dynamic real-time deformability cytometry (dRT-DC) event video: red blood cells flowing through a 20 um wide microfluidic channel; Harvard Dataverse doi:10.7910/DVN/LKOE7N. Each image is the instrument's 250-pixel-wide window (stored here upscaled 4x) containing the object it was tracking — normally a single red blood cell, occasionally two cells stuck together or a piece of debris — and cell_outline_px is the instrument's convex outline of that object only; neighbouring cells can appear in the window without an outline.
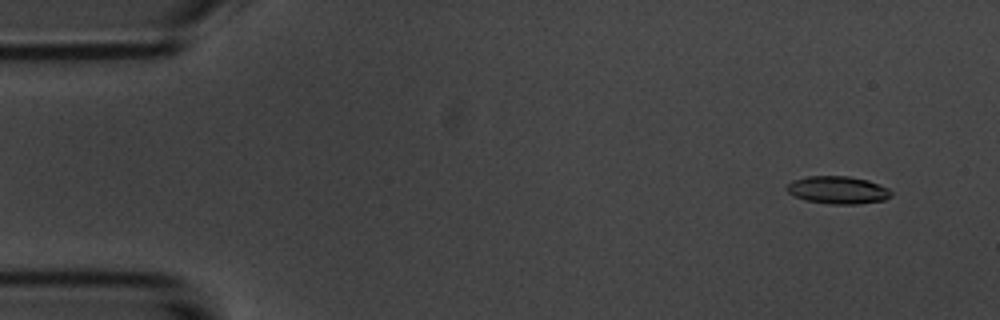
{"species": "common noctule bat (a hibernating species)", "species_latin": "Nyctalus noctula", "temperature_condition": "room temperature", "stored_images_in_passage": 6, "camera_frame_rate_fps": 3000, "um_per_image_px": 0.085, "animal": {"sex": "male", "body_mass_g": 20.1, "forearm_length_mm": 53.5}, "frame": {"image": 1, "passage_image": 1, "time_ms": 0.0, "image_size_px": [1000, 320], "cell_outline_px": [[892, 196], [884, 200], [856, 204], [832, 204], [804, 200], [788, 192], [784, 188], [792, 180], [808, 176], [848, 176], [868, 180], [888, 188], [892, 192]], "centroid_in_image_um": [71.21, 16.15], "position_along_channel_um": 13.8, "area_um2": 16.82}}
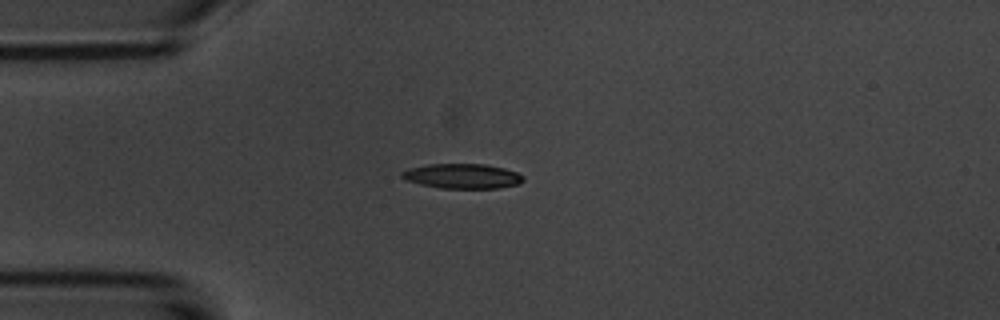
{"frame": {"image": 2, "passage_image": 3, "time_ms": 3.333, "image_size_px": [1000, 320], "cell_outline_px": [[524, 180], [520, 184], [496, 188], [440, 188], [420, 184], [404, 180], [400, 176], [400, 172], [408, 168], [428, 164], [484, 164], [504, 168], [516, 172], [524, 176]], "centroid_in_image_um": [39.27, 14.97], "position_along_channel_um": 45.7, "area_um2": 17.69}}
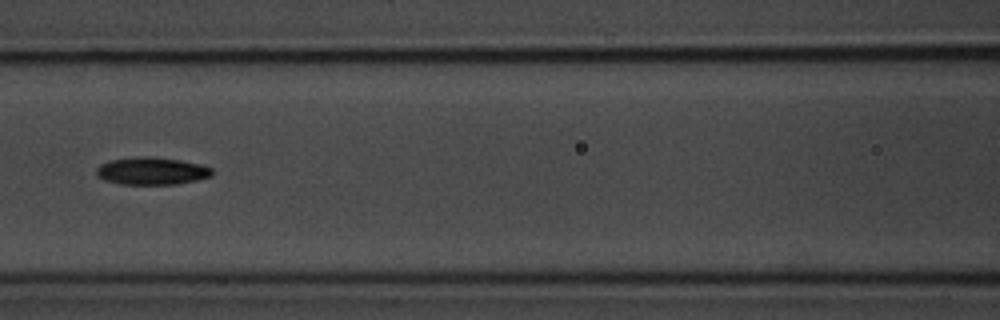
{"frame": {"image": 3, "passage_image": 6, "time_ms": 6.667, "image_size_px": [1000, 320], "cell_outline_px": [[212, 176], [196, 180], [176, 184], [120, 184], [104, 180], [96, 176], [96, 168], [100, 164], [108, 160], [136, 156], [148, 156], [180, 160], [200, 164], [212, 168]], "centroid_in_image_um": [12.85, 14.53], "position_along_channel_um": 153.7, "area_um2": 18.67}}